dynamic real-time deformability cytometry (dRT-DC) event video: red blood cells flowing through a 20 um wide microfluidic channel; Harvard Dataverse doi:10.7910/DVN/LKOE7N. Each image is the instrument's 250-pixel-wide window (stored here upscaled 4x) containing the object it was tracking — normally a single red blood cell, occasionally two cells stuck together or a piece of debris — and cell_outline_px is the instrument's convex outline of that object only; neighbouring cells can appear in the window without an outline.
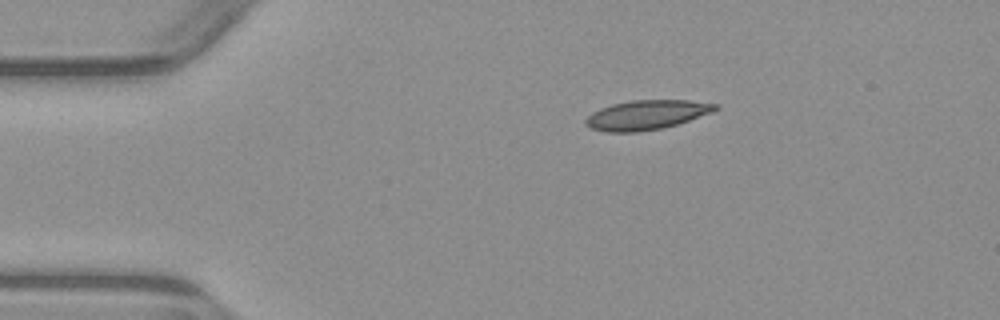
{"species": "common noctule bat (a hibernating species)", "species_latin": "Nyctalus noctula", "temperature_condition": "warm", "stored_images_in_passage": 4, "camera_frame_rate_fps": 3000, "um_per_image_px": 0.085, "animal": {"sex": "male", "body_mass_g": 23.1, "forearm_length_mm": 52.7}, "frame": {"image": 1, "passage_image": 3, "time_ms": 2.333, "image_size_px": [1000, 320], "cell_outline_px": [[720, 108], [712, 112], [676, 124], [660, 128], [640, 132], [608, 132], [592, 128], [584, 124], [584, 120], [592, 112], [600, 108], [612, 104], [632, 100], [688, 100], [720, 104]], "centroid_in_image_um": [54.95, 9.76], "position_along_channel_um": 30.0, "area_um2": 22.2}}